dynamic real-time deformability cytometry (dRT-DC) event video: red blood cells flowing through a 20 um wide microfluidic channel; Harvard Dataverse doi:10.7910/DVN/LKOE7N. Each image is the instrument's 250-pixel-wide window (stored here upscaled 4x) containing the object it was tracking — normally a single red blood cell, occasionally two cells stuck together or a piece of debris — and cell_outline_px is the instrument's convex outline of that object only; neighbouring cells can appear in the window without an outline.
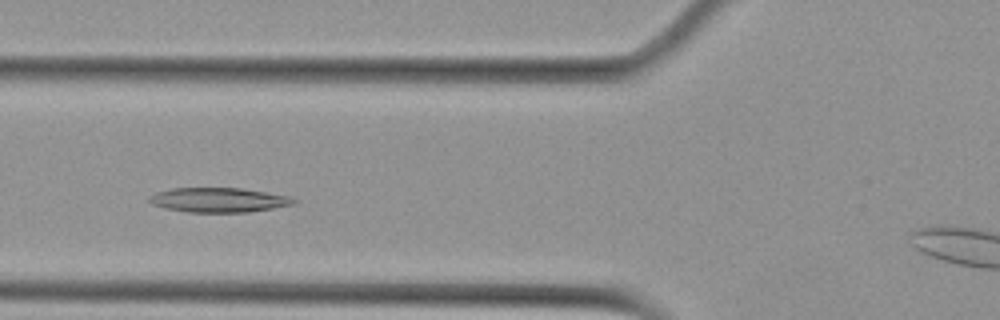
{"species": "Egyptian fruit bat (a non-hibernating species)", "species_latin": "Rousettus aegyptiacus", "temperature_condition": "cold", "stored_images_in_passage": 7, "camera_frame_rate_fps": 3000, "um_per_image_px": 0.085, "animal": {"sex": "female"}, "frame": {"image": 1, "passage_image": 3, "time_ms": 2.333, "image_size_px": [1000, 320], "cell_outline_px": [[300, 200], [296, 204], [248, 212], [188, 212], [164, 208], [152, 204], [148, 200], [148, 196], [156, 192], [172, 188], [240, 188], [288, 196]], "centroid_in_image_um": [18.58, 17.0], "position_along_channel_um": 107.2, "area_um2": 20.69}}
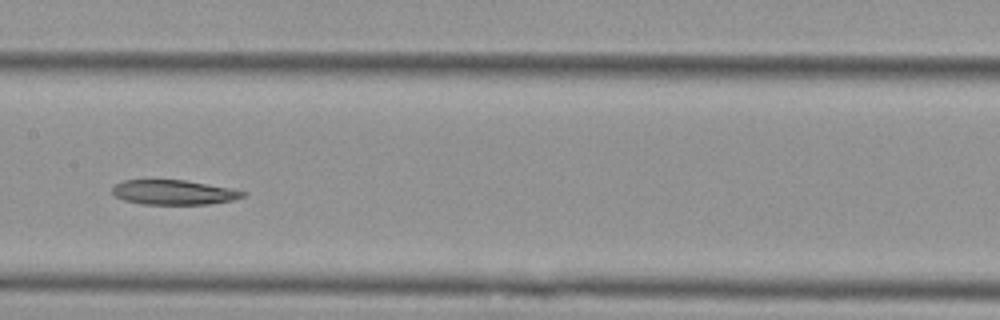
{"frame": {"image": 2, "passage_image": 5, "time_ms": 4.667, "image_size_px": [1000, 320], "cell_outline_px": [[248, 192], [244, 196], [232, 200], [208, 204], [140, 204], [124, 200], [116, 196], [112, 192], [112, 188], [116, 184], [124, 180], [184, 180], [228, 188]], "centroid_in_image_um": [14.74, 16.35], "position_along_channel_um": 192.7, "area_um2": 18.55}}
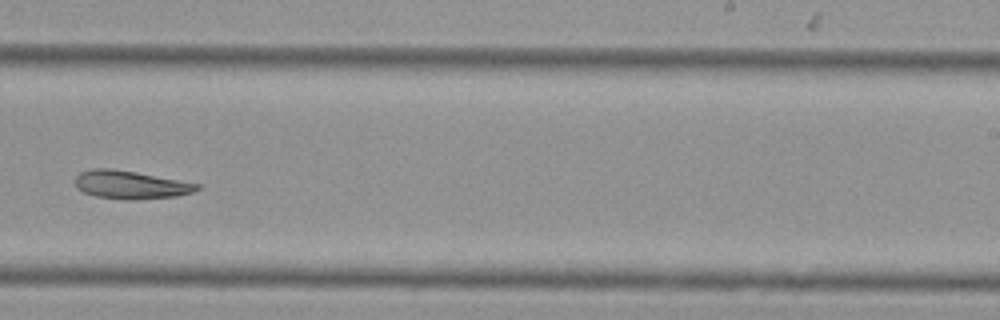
{"frame": {"image": 3, "passage_image": 7, "time_ms": 7.0, "image_size_px": [1000, 320], "cell_outline_px": [[200, 188], [192, 192], [176, 196], [132, 200], [124, 200], [96, 196], [84, 192], [76, 188], [76, 176], [80, 172], [92, 168], [112, 168], [136, 172], [200, 184]], "centroid_in_image_um": [11.07, 15.7], "position_along_channel_um": 277.9, "area_um2": 19.94}}